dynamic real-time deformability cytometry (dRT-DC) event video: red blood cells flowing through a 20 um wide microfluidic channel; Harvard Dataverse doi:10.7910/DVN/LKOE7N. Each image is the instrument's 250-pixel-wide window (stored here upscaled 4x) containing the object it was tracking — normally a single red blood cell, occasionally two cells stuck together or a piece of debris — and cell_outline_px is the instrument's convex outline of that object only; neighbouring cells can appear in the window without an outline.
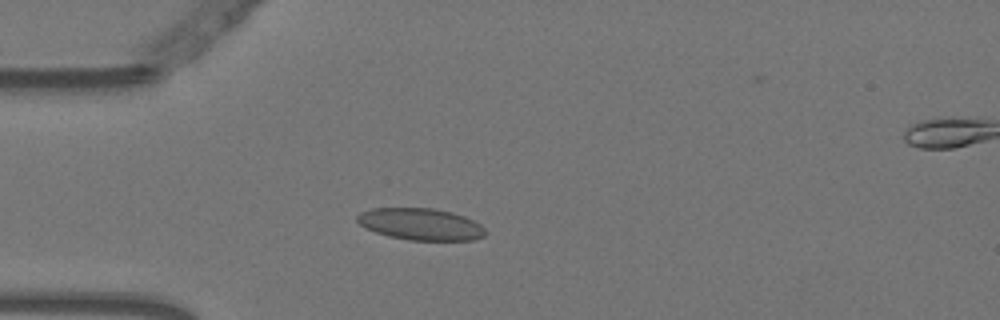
{"species": "Egyptian fruit bat (a non-hibernating species)", "species_latin": "Rousettus aegyptiacus", "temperature_condition": "warm", "stored_images_in_passage": 44, "camera_frame_rate_fps": 3000, "um_per_image_px": 0.085, "animal": {"sex": "female"}, "frame": {"image": 1, "passage_image": 5, "time_ms": 1.333, "image_size_px": [1000, 320], "cell_outline_px": [[484, 236], [472, 240], [408, 240], [388, 236], [376, 232], [360, 224], [356, 220], [356, 216], [360, 212], [372, 208], [432, 208], [452, 212], [464, 216], [480, 224], [484, 228]], "centroid_in_image_um": [35.74, 19.05], "position_along_channel_um": 49.3, "area_um2": 23.64}}
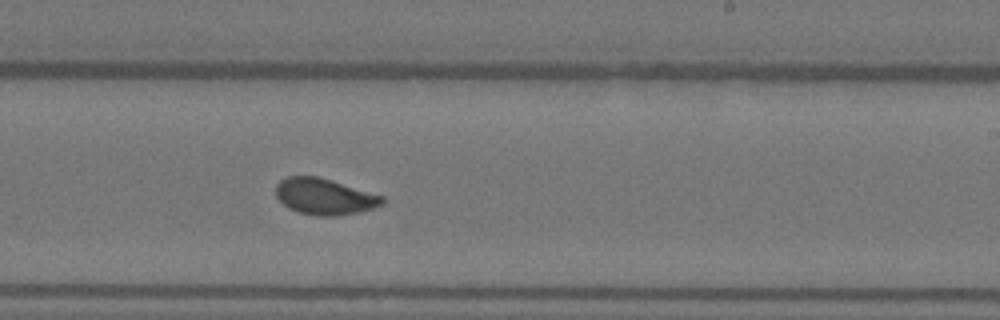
{"frame": {"image": 2, "passage_image": 23, "time_ms": 7.333, "image_size_px": [1000, 320], "cell_outline_px": [[384, 204], [360, 212], [332, 216], [316, 216], [296, 212], [288, 208], [276, 196], [276, 184], [280, 180], [288, 176], [316, 176], [332, 180], [384, 196]], "centroid_in_image_um": [27.58, 16.71], "position_along_channel_um": 261.4, "area_um2": 22.54}}
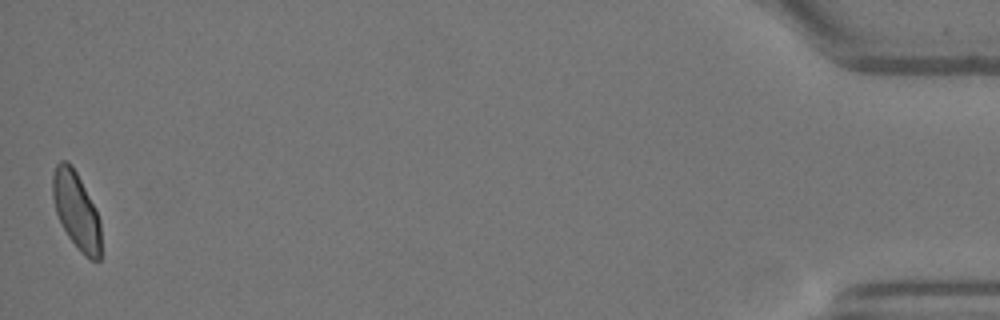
{"frame": {"image": 3, "passage_image": 44, "time_ms": 14.333, "image_size_px": [1000, 320], "cell_outline_px": [[100, 260], [92, 260], [84, 256], [80, 252], [68, 236], [56, 212], [52, 196], [52, 176], [56, 164], [60, 160], [68, 160], [72, 164], [100, 220]], "centroid_in_image_um": [6.46, 17.88], "position_along_channel_um": 428.7, "area_um2": 21.39}, "authors_computed_cell_mechanics": {"area_um2": 22.3975, "velocity_mm_per_s": 3.7329, "shape_relaxation_time_tau1_ms": 3.5934, "shape_relaxation_time_tau2_ms": 0.6892, "deformation_change_tau1": 0.1275, "deformation_change_tau2": 0.067}}